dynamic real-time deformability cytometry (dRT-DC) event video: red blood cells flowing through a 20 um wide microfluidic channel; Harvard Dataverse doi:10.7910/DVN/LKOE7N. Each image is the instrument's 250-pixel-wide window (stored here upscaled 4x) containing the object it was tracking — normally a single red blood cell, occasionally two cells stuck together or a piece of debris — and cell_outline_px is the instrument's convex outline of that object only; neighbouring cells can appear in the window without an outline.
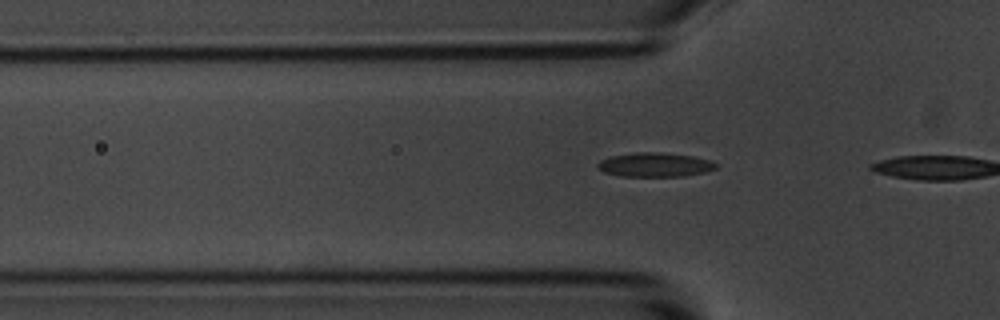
{"species": "common noctule bat (a hibernating species)", "species_latin": "Nyctalus noctula", "temperature_condition": "room temperature", "stored_images_in_passage": 5, "camera_frame_rate_fps": 3000, "um_per_image_px": 0.085, "animal": {"sex": "male", "body_mass_g": 20.1, "forearm_length_mm": 53.5}, "frame": {"image": 1, "passage_image": 4, "time_ms": 1.0, "image_size_px": [1000, 320], "cell_outline_px": [[716, 168], [704, 172], [684, 176], [620, 176], [604, 172], [596, 168], [596, 164], [600, 160], [612, 156], [636, 152], [660, 152], [692, 156], [708, 160], [716, 164]], "centroid_in_image_um": [55.61, 14.0], "position_along_channel_um": 70.2, "area_um2": 16.53}}